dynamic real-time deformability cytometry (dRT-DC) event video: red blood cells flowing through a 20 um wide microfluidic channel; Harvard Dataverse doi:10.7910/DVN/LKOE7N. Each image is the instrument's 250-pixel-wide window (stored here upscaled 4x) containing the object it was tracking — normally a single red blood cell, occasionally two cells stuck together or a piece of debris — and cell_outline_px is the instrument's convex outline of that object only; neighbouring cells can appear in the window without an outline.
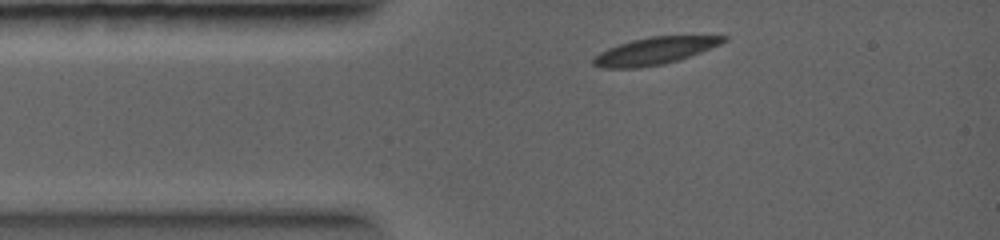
{"species": "common noctule bat (a hibernating species)", "species_latin": "Nyctalus noctula", "temperature_condition": "warm", "stored_images_in_passage": 2, "camera_frame_rate_fps": 5000, "um_per_image_px": 0.085, "animal": {"sex": "female", "body_mass_g": 19.0, "forearm_length_mm": 56.7}, "frame": {"image": 1, "passage_image": 1, "time_ms": 0.0, "image_size_px": [1000, 240], "cell_outline_px": [[728, 40], [720, 44], [680, 60], [664, 64], [640, 68], [604, 68], [592, 64], [592, 56], [608, 48], [632, 40], [652, 36], [728, 36]], "centroid_in_image_um": [55.62, 4.34], "position_along_channel_um": 29.4, "area_um2": 20.58}}